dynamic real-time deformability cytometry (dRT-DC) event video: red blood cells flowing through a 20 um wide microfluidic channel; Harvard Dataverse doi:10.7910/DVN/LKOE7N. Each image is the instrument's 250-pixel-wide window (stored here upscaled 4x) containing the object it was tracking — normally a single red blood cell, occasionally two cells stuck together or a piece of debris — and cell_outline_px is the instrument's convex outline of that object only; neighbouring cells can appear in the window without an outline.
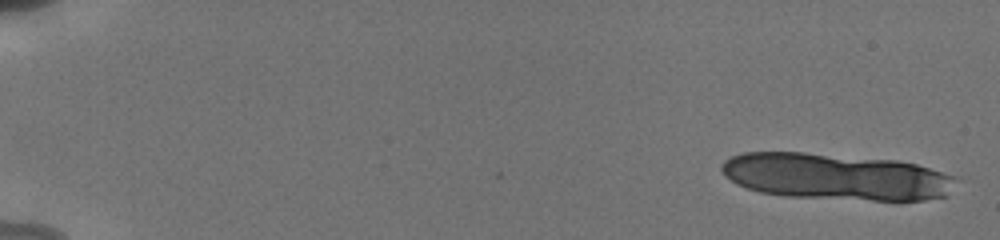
{"species": "human", "species_latin": "Homo sapiens", "temperature_condition": "cold", "stored_images_in_passage": 17, "camera_frame_rate_fps": 3000, "um_per_image_px": 0.085, "donor": {"sex": "male"}, "frame": {"image": 1, "passage_image": 2, "time_ms": 0.333, "image_size_px": [1000, 240], "cell_outline_px": [[956, 180], [944, 196], [924, 200], [872, 200], [788, 196], [760, 192], [736, 184], [724, 176], [720, 168], [720, 164], [724, 160], [740, 152], [804, 152], [896, 160], [916, 164], [956, 176]], "centroid_in_image_um": [70.99, 15.0], "position_along_channel_um": 14.0, "area_um2": 63.41}}